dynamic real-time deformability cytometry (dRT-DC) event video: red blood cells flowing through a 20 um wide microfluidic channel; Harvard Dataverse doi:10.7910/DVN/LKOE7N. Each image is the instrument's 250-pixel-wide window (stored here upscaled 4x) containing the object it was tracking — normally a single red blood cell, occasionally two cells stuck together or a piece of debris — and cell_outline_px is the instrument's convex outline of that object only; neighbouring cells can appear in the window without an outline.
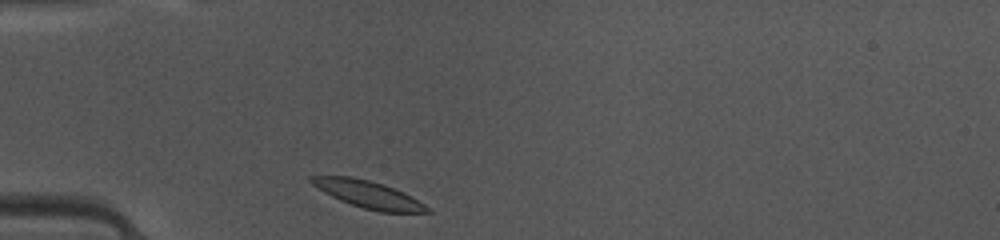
{"species": "common noctule bat (a hibernating species)", "species_latin": "Nyctalus noctula", "temperature_condition": "warm", "stored_images_in_passage": 35, "camera_frame_rate_fps": 3000, "um_per_image_px": 0.085, "animal": {"sex": "female", "body_mass_g": 10.0, "forearm_length_mm": 53.1}, "frame": {"image": 1, "passage_image": 1, "time_ms": 0.0, "image_size_px": [1000, 240], "cell_outline_px": [[432, 212], [380, 212], [364, 208], [340, 200], [324, 192], [312, 184], [308, 180], [308, 176], [352, 176], [384, 184], [404, 192], [412, 196], [424, 204]], "centroid_in_image_um": [31.29, 16.51], "position_along_channel_um": 53.7, "area_um2": 18.21}}
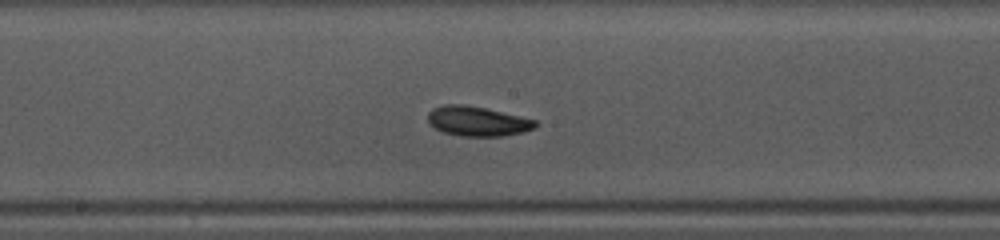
{"frame": {"image": 2, "passage_image": 13, "time_ms": 4.0, "image_size_px": [1000, 240], "cell_outline_px": [[540, 124], [536, 128], [524, 132], [504, 136], [460, 136], [444, 132], [428, 124], [428, 112], [432, 108], [444, 104], [464, 104], [484, 108], [536, 120]], "centroid_in_image_um": [40.59, 10.31], "position_along_channel_um": 207.6, "area_um2": 18.73}}
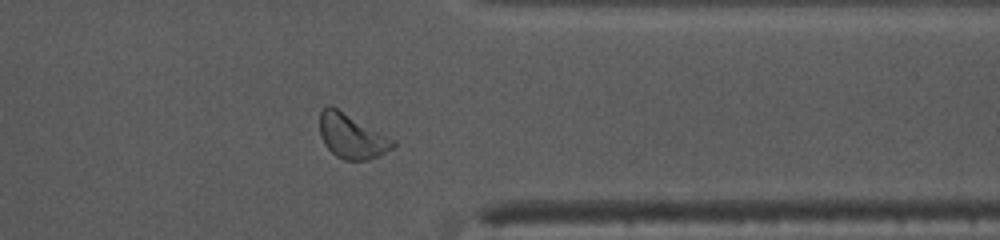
{"frame": {"image": 3, "passage_image": 26, "time_ms": 8.333, "image_size_px": [1000, 240], "cell_outline_px": [[396, 144], [392, 148], [380, 156], [368, 160], [344, 160], [336, 156], [324, 144], [320, 136], [320, 112], [328, 104], [332, 104], [396, 140]], "centroid_in_image_um": [29.9, 11.56], "position_along_channel_um": 381.5, "area_um2": 19.36}, "authors_computed_cell_mechanics": {"area_um2": 18.2648, "velocity_mm_per_s": 4.1127, "shape_relaxation_time_tau1_ms": 3.5285, "shape_relaxation_time_tau2_ms": null, "deformation_change_tau1": 0.1499, "deformation_change_tau2": null}}